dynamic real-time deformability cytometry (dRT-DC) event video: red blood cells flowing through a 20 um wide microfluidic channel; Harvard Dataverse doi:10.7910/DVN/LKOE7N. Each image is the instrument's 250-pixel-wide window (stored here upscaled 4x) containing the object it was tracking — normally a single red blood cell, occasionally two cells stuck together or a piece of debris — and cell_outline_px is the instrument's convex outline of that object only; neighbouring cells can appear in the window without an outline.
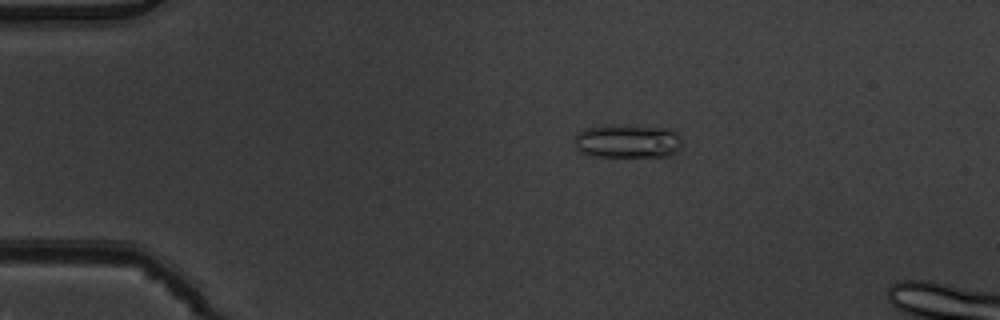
{"species": "common noctule bat (a hibernating species)", "species_latin": "Nyctalus noctula", "temperature_condition": "warm", "stored_images_in_passage": 6, "camera_frame_rate_fps": 3000, "um_per_image_px": 0.085, "animal": {"sex": "male", "body_mass_g": 19.5, "forearm_length_mm": 54.6}, "frame": {"image": 1, "passage_image": 2, "time_ms": 0.333, "image_size_px": [1000, 320], "cell_outline_px": [[684, 144], [676, 152], [668, 156], [592, 156], [580, 152], [576, 148], [576, 132], [584, 128], [608, 124], [668, 128], [676, 132], [680, 136]], "centroid_in_image_um": [53.35, 11.99], "position_along_channel_um": 31.6, "area_um2": 21.39}}
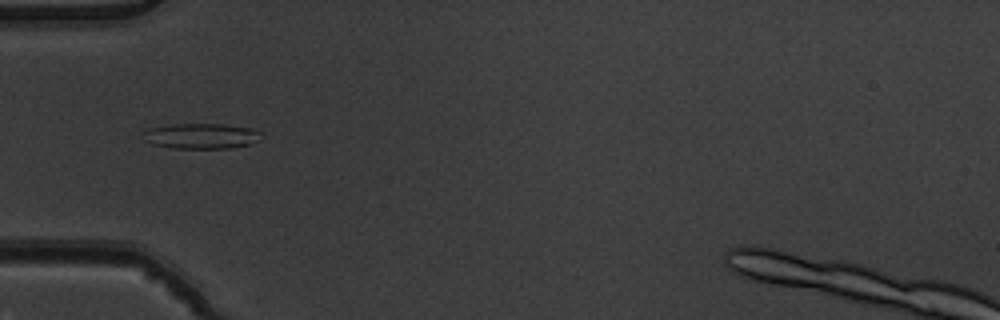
{"frame": {"image": 2, "passage_image": 4, "time_ms": 1.0, "image_size_px": [1000, 320], "cell_outline_px": [[260, 140], [248, 144], [232, 148], [172, 148], [152, 144], [144, 140], [144, 132], [148, 128], [172, 124], [224, 124], [252, 128], [260, 132]], "centroid_in_image_um": [17.1, 11.56], "position_along_channel_um": 67.9, "area_um2": 17.46}}
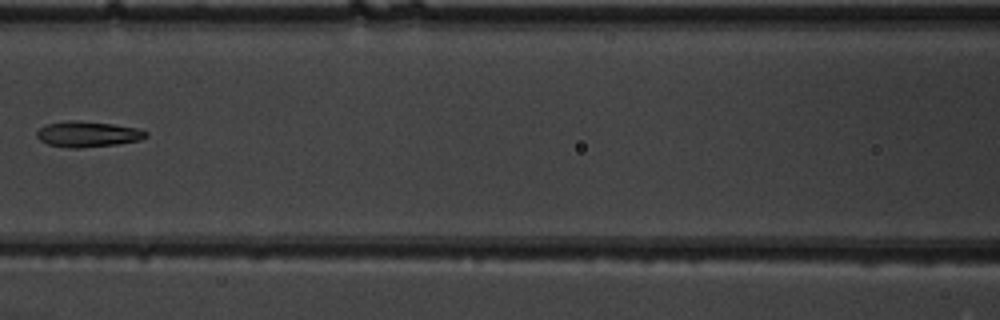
{"frame": {"image": 3, "passage_image": 6, "time_ms": 1.667, "image_size_px": [1000, 320], "cell_outline_px": [[148, 136], [140, 140], [116, 144], [80, 148], [72, 148], [48, 144], [40, 140], [36, 136], [36, 132], [40, 128], [48, 124], [72, 120], [76, 120], [112, 124], [136, 128], [148, 132]], "centroid_in_image_um": [7.46, 11.4], "position_along_channel_um": 159.1, "area_um2": 16.13}}